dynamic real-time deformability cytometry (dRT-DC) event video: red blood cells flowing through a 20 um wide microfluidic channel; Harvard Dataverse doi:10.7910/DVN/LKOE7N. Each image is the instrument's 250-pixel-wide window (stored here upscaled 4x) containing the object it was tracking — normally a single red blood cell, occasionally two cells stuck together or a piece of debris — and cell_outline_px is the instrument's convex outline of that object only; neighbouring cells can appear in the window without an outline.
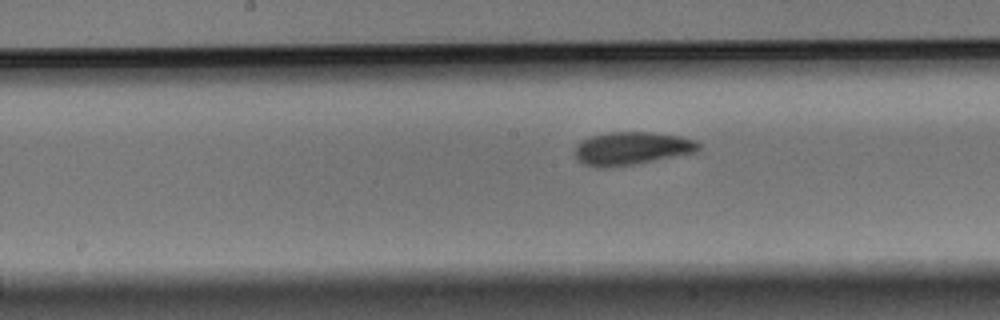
{"species": "Egyptian fruit bat (a non-hibernating species)", "species_latin": "Rousettus aegyptiacus", "temperature_condition": "warm", "stored_images_in_passage": 8, "camera_frame_rate_fps": 3000, "um_per_image_px": 0.085, "animal": {"sex": "male"}, "frame": {"image": 1, "passage_image": 8, "time_ms": 2.333, "image_size_px": [1000, 320], "cell_outline_px": [[700, 148], [696, 152], [636, 164], [612, 168], [596, 168], [584, 164], [576, 160], [576, 144], [592, 136], [608, 132], [652, 132], [680, 136], [696, 140], [700, 144]], "centroid_in_image_um": [53.69, 12.63], "position_along_channel_um": 194.5, "area_um2": 23.99}}